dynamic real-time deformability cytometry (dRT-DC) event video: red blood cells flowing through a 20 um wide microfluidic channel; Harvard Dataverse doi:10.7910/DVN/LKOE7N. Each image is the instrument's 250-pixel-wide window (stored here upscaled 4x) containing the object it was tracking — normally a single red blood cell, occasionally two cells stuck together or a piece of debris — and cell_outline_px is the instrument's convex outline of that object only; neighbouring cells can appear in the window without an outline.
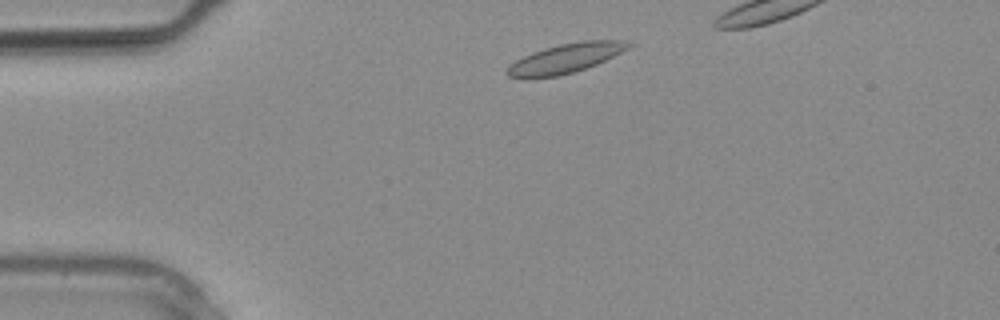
{"species": "common noctule bat (a hibernating species)", "species_latin": "Nyctalus noctula", "temperature_condition": "warm", "stored_images_in_passage": 9, "camera_frame_rate_fps": 3000, "um_per_image_px": 0.085, "animal": {"sex": "male", "body_mass_g": 20.4}, "frame": {"image": 1, "passage_image": 1, "time_ms": 0.0, "image_size_px": [1000, 320], "cell_outline_px": [[632, 44], [628, 48], [596, 64], [572, 72], [556, 76], [508, 76], [504, 72], [508, 64], [532, 52], [544, 48], [560, 44], [580, 40], [624, 40]], "centroid_in_image_um": [48.06, 4.92], "position_along_channel_um": 36.9, "area_um2": 20.23}}